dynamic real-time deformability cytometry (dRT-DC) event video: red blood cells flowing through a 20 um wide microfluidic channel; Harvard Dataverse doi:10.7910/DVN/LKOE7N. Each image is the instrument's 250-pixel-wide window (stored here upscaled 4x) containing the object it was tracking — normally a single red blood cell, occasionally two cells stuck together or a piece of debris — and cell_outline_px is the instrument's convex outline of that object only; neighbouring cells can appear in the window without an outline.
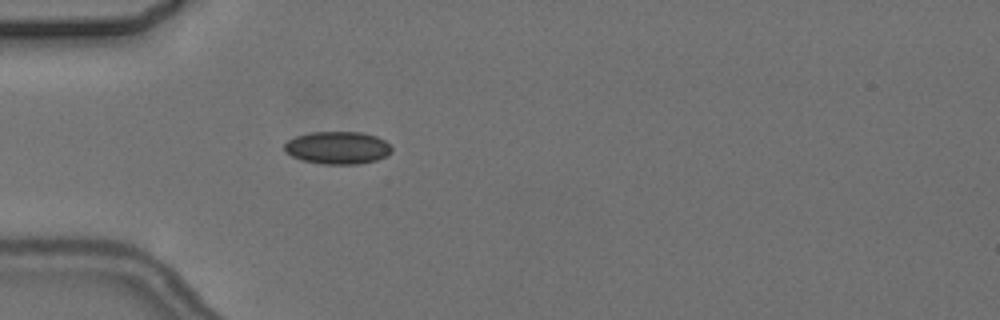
{"species": "common noctule bat (a hibernating species)", "species_latin": "Nyctalus noctula", "temperature_condition": "cold", "stored_images_in_passage": 4, "camera_frame_rate_fps": 3000, "um_per_image_px": 0.085, "animal": {"sex": "female", "body_mass_g": 24.6, "forearm_length_mm": 56.2}, "frame": {"image": 1, "passage_image": 4, "time_ms": 3.667, "image_size_px": [1000, 320], "cell_outline_px": [[392, 152], [388, 156], [376, 160], [360, 164], [324, 164], [304, 160], [292, 156], [284, 152], [284, 144], [288, 140], [296, 136], [312, 132], [360, 132], [376, 136], [384, 140], [392, 148]], "centroid_in_image_um": [28.71, 12.56], "position_along_channel_um": 56.3, "area_um2": 20.4}}